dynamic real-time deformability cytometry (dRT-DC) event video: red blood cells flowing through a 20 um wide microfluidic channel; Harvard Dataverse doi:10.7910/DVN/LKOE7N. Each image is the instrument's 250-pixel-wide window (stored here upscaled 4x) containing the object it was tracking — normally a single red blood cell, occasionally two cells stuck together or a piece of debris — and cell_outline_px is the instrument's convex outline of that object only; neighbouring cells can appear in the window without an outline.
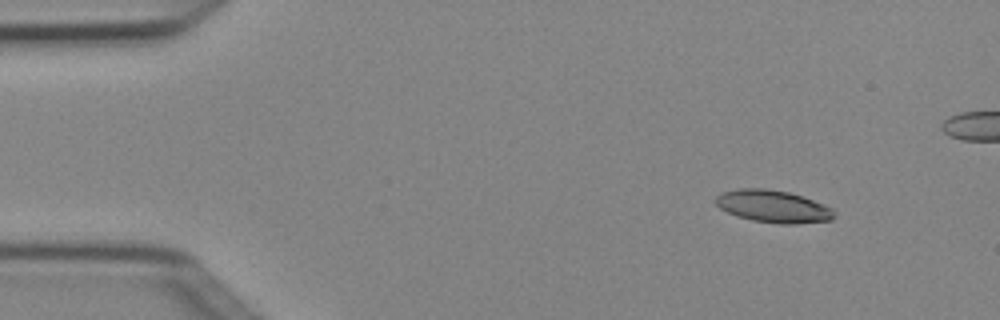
{"species": "Egyptian fruit bat (a non-hibernating species)", "species_latin": "Rousettus aegyptiacus", "temperature_condition": "cold", "stored_images_in_passage": 4, "camera_frame_rate_fps": 3000, "um_per_image_px": 0.085, "animal": {"sex": "female"}, "frame": {"image": 1, "passage_image": 1, "time_ms": 0.0, "image_size_px": [1000, 320], "cell_outline_px": [[836, 216], [832, 220], [796, 224], [780, 224], [752, 220], [736, 216], [720, 208], [716, 204], [716, 196], [720, 192], [740, 188], [764, 188], [788, 192], [812, 200], [832, 208], [836, 212]], "centroid_in_image_um": [65.71, 17.55], "position_along_channel_um": 19.3, "area_um2": 22.37}}